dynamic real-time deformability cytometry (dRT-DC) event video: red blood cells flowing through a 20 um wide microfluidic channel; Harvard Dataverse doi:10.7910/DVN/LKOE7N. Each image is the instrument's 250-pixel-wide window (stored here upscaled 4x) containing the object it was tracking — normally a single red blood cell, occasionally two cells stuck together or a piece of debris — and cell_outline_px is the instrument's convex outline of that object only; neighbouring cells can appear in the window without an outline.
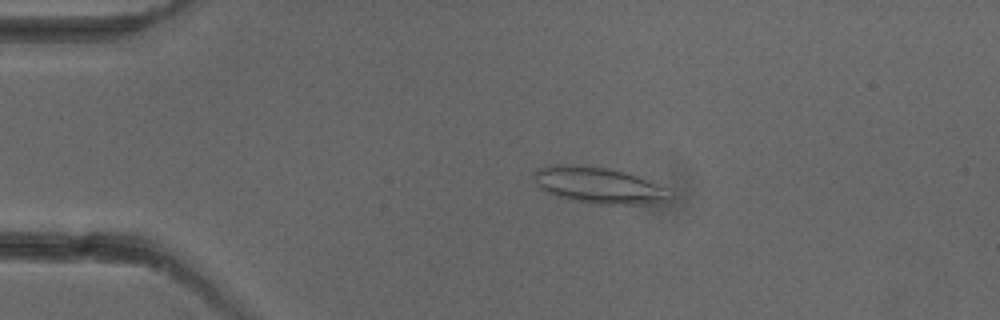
{"species": "common noctule bat (a hibernating species)", "species_latin": "Nyctalus noctula", "temperature_condition": "cold", "stored_images_in_passage": 4, "camera_frame_rate_fps": 3000, "um_per_image_px": 0.085, "animal": {"sex": "female"}, "frame": {"image": 1, "passage_image": 3, "time_ms": 2.333, "image_size_px": [1000, 320], "cell_outline_px": [[672, 196], [668, 200], [640, 204], [600, 204], [572, 200], [556, 196], [544, 192], [536, 184], [532, 176], [532, 172], [536, 168], [556, 164], [572, 164], [608, 168], [624, 172], [636, 176], [668, 188]], "centroid_in_image_um": [50.81, 15.74], "position_along_channel_um": 34.2, "area_um2": 28.78}}